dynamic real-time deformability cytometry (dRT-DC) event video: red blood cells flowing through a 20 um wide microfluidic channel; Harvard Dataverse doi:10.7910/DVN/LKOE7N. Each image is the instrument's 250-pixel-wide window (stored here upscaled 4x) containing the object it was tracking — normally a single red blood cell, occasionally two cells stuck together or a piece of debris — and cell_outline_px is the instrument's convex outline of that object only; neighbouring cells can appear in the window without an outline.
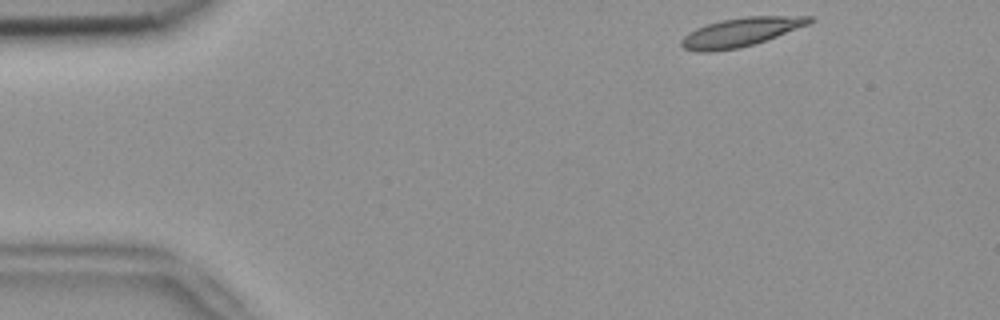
{"species": "common noctule bat (a hibernating species)", "species_latin": "Nyctalus noctula", "temperature_condition": "room temperature", "stored_images_in_passage": 48, "camera_frame_rate_fps": 3000, "um_per_image_px": 0.085, "animal": {"sex": "female", "body_mass_g": 18.4}, "frame": {"image": 1, "passage_image": 1, "time_ms": 0.0, "image_size_px": [1000, 320], "cell_outline_px": [[816, 20], [808, 24], [776, 36], [740, 48], [716, 52], [696, 52], [684, 48], [680, 44], [680, 40], [688, 32], [696, 28], [720, 20], [748, 16], [812, 16]], "centroid_in_image_um": [62.91, 2.74], "position_along_channel_um": 22.1, "area_um2": 21.44}}
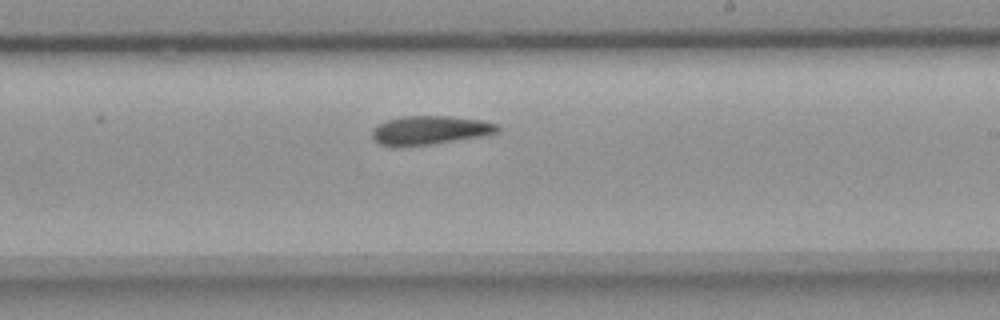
{"frame": {"image": 2, "passage_image": 26, "time_ms": 8.333, "image_size_px": [1000, 320], "cell_outline_px": [[500, 132], [488, 136], [428, 144], [396, 148], [380, 144], [372, 140], [372, 128], [376, 124], [388, 120], [404, 116], [448, 116], [480, 120], [500, 124]], "centroid_in_image_um": [36.55, 11.08], "position_along_channel_um": 252.5, "area_um2": 21.5}}
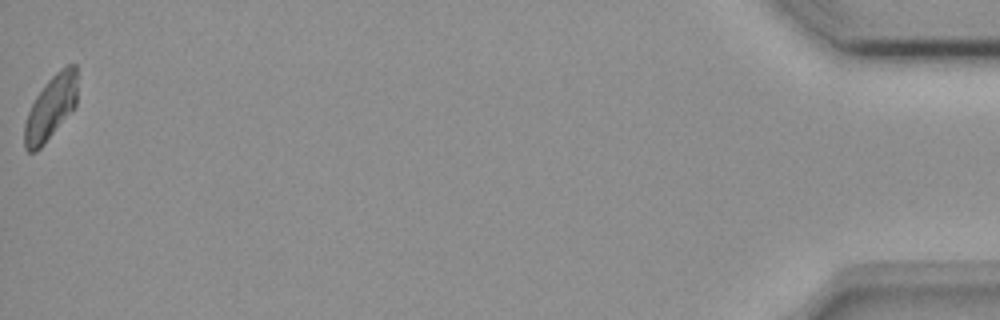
{"frame": {"image": 3, "passage_image": 48, "time_ms": 15.667, "image_size_px": [1000, 320], "cell_outline_px": [[76, 104], [44, 144], [36, 152], [28, 152], [24, 148], [24, 124], [28, 112], [36, 96], [44, 84], [60, 68], [68, 64], [76, 64]], "centroid_in_image_um": [4.28, 9.15], "position_along_channel_um": 430.9, "area_um2": 19.42}, "authors_computed_cell_mechanics": {"area_um2": 20.8947, "velocity_mm_per_s": 3.7525, "shape_relaxation_time_tau1_ms": 9.9942, "shape_relaxation_time_tau2_ms": 6.1332, "deformation_change_tau1": 0.1935, "deformation_change_tau2": 0.1179}}